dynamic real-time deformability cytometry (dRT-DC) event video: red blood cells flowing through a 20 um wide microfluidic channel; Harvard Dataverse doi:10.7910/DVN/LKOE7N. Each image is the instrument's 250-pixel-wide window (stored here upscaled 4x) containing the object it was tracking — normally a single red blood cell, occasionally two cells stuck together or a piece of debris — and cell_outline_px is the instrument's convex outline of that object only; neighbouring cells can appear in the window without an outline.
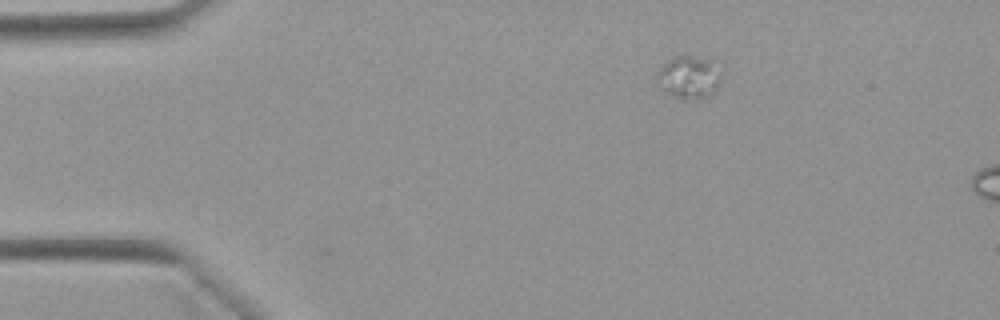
{"species": "Egyptian fruit bat (a non-hibernating species)", "species_latin": "Rousettus aegyptiacus", "temperature_condition": "warm", "stored_images_in_passage": 7, "camera_frame_rate_fps": 3000, "um_per_image_px": 0.085, "animal": {"sex": "female"}, "frame": {"image": 1, "passage_image": 1, "time_ms": 0.0, "image_size_px": [1000, 320], "cell_outline_px": [[724, 80], [716, 92], [712, 96], [680, 100], [672, 96], [660, 88], [656, 80], [656, 72], [672, 56], [692, 56], [712, 60], [720, 72]], "centroid_in_image_um": [58.59, 6.59], "position_along_channel_um": 26.4, "area_um2": 16.53}}